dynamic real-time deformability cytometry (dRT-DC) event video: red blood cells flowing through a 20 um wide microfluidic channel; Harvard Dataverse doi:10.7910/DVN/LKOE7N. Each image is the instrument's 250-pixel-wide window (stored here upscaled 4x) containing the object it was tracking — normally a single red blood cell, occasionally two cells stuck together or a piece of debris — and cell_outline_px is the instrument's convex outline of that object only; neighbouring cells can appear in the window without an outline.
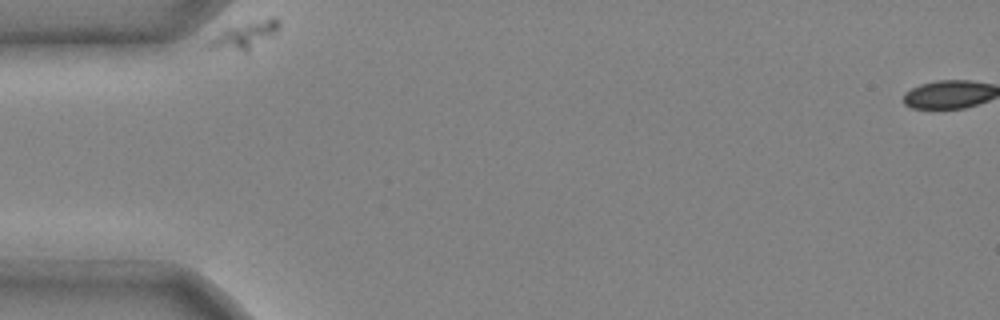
{"species": "common noctule bat (a hibernating species)", "species_latin": "Nyctalus noctula", "temperature_condition": "cold", "stored_images_in_passage": 2, "camera_frame_rate_fps": 3000, "um_per_image_px": 0.085, "animal": {"sex": "male", "body_mass_g": 20.4}, "frame": {"image": 1, "passage_image": 1, "time_ms": 0.0, "image_size_px": [1000, 320], "cell_outline_px": [[280, 24], [276, 32], [248, 52], [244, 52], [204, 48], [204, 44], [208, 40], [224, 28], [272, 16], [280, 20]], "centroid_in_image_um": [20.74, 3.01], "position_along_channel_um": 64.3, "area_um2": 11.44}}